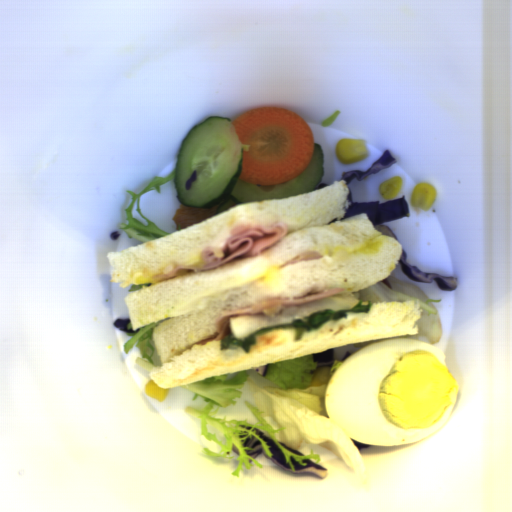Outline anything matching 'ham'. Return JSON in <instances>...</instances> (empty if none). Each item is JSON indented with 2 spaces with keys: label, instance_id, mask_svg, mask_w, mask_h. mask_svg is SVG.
Wrapping results in <instances>:
<instances>
[{
  "label": "ham",
  "instance_id": "2",
  "mask_svg": "<svg viewBox=\"0 0 512 512\" xmlns=\"http://www.w3.org/2000/svg\"><path fill=\"white\" fill-rule=\"evenodd\" d=\"M345 288H333L327 289L315 294H310L301 297H287V296H274L266 299H262L256 304L240 307L237 309L229 310L221 313L216 319L217 334L209 339L202 340L198 345H204L211 340H222L226 335L230 333L229 322L230 318L238 316L256 315L263 312L271 307H288L294 305H301L308 302L320 300L323 298L331 297L334 294L343 292Z\"/></svg>",
  "mask_w": 512,
  "mask_h": 512
},
{
  "label": "ham",
  "instance_id": "4",
  "mask_svg": "<svg viewBox=\"0 0 512 512\" xmlns=\"http://www.w3.org/2000/svg\"><path fill=\"white\" fill-rule=\"evenodd\" d=\"M178 270H185L186 273H191V272L197 273L198 272L195 267H186V266L182 265V266L176 267L175 269H173L169 273H159L157 275H154L152 277V280L162 281V280H165V279L170 278V277H175V275H176Z\"/></svg>",
  "mask_w": 512,
  "mask_h": 512
},
{
  "label": "ham",
  "instance_id": "1",
  "mask_svg": "<svg viewBox=\"0 0 512 512\" xmlns=\"http://www.w3.org/2000/svg\"><path fill=\"white\" fill-rule=\"evenodd\" d=\"M286 223L275 222L272 226L241 224L235 226L223 246H208L202 252L200 271L219 267L236 258L259 254L285 235Z\"/></svg>",
  "mask_w": 512,
  "mask_h": 512
},
{
  "label": "ham",
  "instance_id": "3",
  "mask_svg": "<svg viewBox=\"0 0 512 512\" xmlns=\"http://www.w3.org/2000/svg\"><path fill=\"white\" fill-rule=\"evenodd\" d=\"M315 259H323V255L314 250H308V251H305L303 253H300V254L294 256L293 258L287 260L280 266L282 268V267H286L287 265H294L298 262L307 261V260H315Z\"/></svg>",
  "mask_w": 512,
  "mask_h": 512
}]
</instances>
